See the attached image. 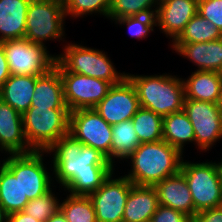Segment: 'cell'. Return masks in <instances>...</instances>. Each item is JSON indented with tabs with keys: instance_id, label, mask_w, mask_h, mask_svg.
<instances>
[{
	"instance_id": "6da1fadb",
	"label": "cell",
	"mask_w": 222,
	"mask_h": 222,
	"mask_svg": "<svg viewBox=\"0 0 222 222\" xmlns=\"http://www.w3.org/2000/svg\"><path fill=\"white\" fill-rule=\"evenodd\" d=\"M54 184L73 195L89 196L116 169L99 150L83 145L70 133L47 150Z\"/></svg>"
},
{
	"instance_id": "7a4b0ae2",
	"label": "cell",
	"mask_w": 222,
	"mask_h": 222,
	"mask_svg": "<svg viewBox=\"0 0 222 222\" xmlns=\"http://www.w3.org/2000/svg\"><path fill=\"white\" fill-rule=\"evenodd\" d=\"M184 157L178 149L164 140L141 143L120 166L123 169L124 166L128 167H125V172L120 167L118 169L134 185L154 186L179 173Z\"/></svg>"
},
{
	"instance_id": "3957f363",
	"label": "cell",
	"mask_w": 222,
	"mask_h": 222,
	"mask_svg": "<svg viewBox=\"0 0 222 222\" xmlns=\"http://www.w3.org/2000/svg\"><path fill=\"white\" fill-rule=\"evenodd\" d=\"M173 73L137 74L127 72L133 84L140 107L162 117L183 110L185 93L182 75Z\"/></svg>"
},
{
	"instance_id": "277c9868",
	"label": "cell",
	"mask_w": 222,
	"mask_h": 222,
	"mask_svg": "<svg viewBox=\"0 0 222 222\" xmlns=\"http://www.w3.org/2000/svg\"><path fill=\"white\" fill-rule=\"evenodd\" d=\"M81 42V43H80ZM80 42L67 41L56 60L71 73L82 74L109 82L111 85L120 83L126 77V70H117L109 52L89 47L84 39ZM115 64V65H114Z\"/></svg>"
},
{
	"instance_id": "5b68a950",
	"label": "cell",
	"mask_w": 222,
	"mask_h": 222,
	"mask_svg": "<svg viewBox=\"0 0 222 222\" xmlns=\"http://www.w3.org/2000/svg\"><path fill=\"white\" fill-rule=\"evenodd\" d=\"M67 21L63 0H31L26 15L24 38L48 49L51 42H59L57 47L62 49L68 40L66 38H69L65 32Z\"/></svg>"
},
{
	"instance_id": "8992f818",
	"label": "cell",
	"mask_w": 222,
	"mask_h": 222,
	"mask_svg": "<svg viewBox=\"0 0 222 222\" xmlns=\"http://www.w3.org/2000/svg\"><path fill=\"white\" fill-rule=\"evenodd\" d=\"M187 158H183L180 172L186 179L195 211L222 205V169L217 156L216 160L213 157L212 160L193 157L192 161Z\"/></svg>"
},
{
	"instance_id": "52a82bcc",
	"label": "cell",
	"mask_w": 222,
	"mask_h": 222,
	"mask_svg": "<svg viewBox=\"0 0 222 222\" xmlns=\"http://www.w3.org/2000/svg\"><path fill=\"white\" fill-rule=\"evenodd\" d=\"M0 161L15 177L20 178L24 198L35 199L55 186L52 162L47 151L6 154L0 156Z\"/></svg>"
},
{
	"instance_id": "ba28073f",
	"label": "cell",
	"mask_w": 222,
	"mask_h": 222,
	"mask_svg": "<svg viewBox=\"0 0 222 222\" xmlns=\"http://www.w3.org/2000/svg\"><path fill=\"white\" fill-rule=\"evenodd\" d=\"M68 108L30 107L22 114L25 139L32 150L47 151L69 133Z\"/></svg>"
},
{
	"instance_id": "9c48e42d",
	"label": "cell",
	"mask_w": 222,
	"mask_h": 222,
	"mask_svg": "<svg viewBox=\"0 0 222 222\" xmlns=\"http://www.w3.org/2000/svg\"><path fill=\"white\" fill-rule=\"evenodd\" d=\"M183 110L193 126L197 155H206L222 140V110L219 104L185 99ZM210 151V152H209ZM205 153V154H203Z\"/></svg>"
},
{
	"instance_id": "30bf717a",
	"label": "cell",
	"mask_w": 222,
	"mask_h": 222,
	"mask_svg": "<svg viewBox=\"0 0 222 222\" xmlns=\"http://www.w3.org/2000/svg\"><path fill=\"white\" fill-rule=\"evenodd\" d=\"M1 44L11 74L41 76L55 66L57 53H52L43 45L33 44L25 38L3 41Z\"/></svg>"
},
{
	"instance_id": "8fae6325",
	"label": "cell",
	"mask_w": 222,
	"mask_h": 222,
	"mask_svg": "<svg viewBox=\"0 0 222 222\" xmlns=\"http://www.w3.org/2000/svg\"><path fill=\"white\" fill-rule=\"evenodd\" d=\"M115 169L102 186L91 193L97 222H123L126 200L134 185Z\"/></svg>"
},
{
	"instance_id": "7c38bea8",
	"label": "cell",
	"mask_w": 222,
	"mask_h": 222,
	"mask_svg": "<svg viewBox=\"0 0 222 222\" xmlns=\"http://www.w3.org/2000/svg\"><path fill=\"white\" fill-rule=\"evenodd\" d=\"M54 67L60 72L64 101L70 112L94 108L112 86L101 79L68 72L57 60Z\"/></svg>"
},
{
	"instance_id": "4fadbf2b",
	"label": "cell",
	"mask_w": 222,
	"mask_h": 222,
	"mask_svg": "<svg viewBox=\"0 0 222 222\" xmlns=\"http://www.w3.org/2000/svg\"><path fill=\"white\" fill-rule=\"evenodd\" d=\"M69 133L83 145L99 150L108 159L112 143V126L94 108L70 112Z\"/></svg>"
},
{
	"instance_id": "5bb4252c",
	"label": "cell",
	"mask_w": 222,
	"mask_h": 222,
	"mask_svg": "<svg viewBox=\"0 0 222 222\" xmlns=\"http://www.w3.org/2000/svg\"><path fill=\"white\" fill-rule=\"evenodd\" d=\"M139 108L136 90L127 77L112 85L107 95L94 107L111 126L131 120Z\"/></svg>"
},
{
	"instance_id": "9a60e30c",
	"label": "cell",
	"mask_w": 222,
	"mask_h": 222,
	"mask_svg": "<svg viewBox=\"0 0 222 222\" xmlns=\"http://www.w3.org/2000/svg\"><path fill=\"white\" fill-rule=\"evenodd\" d=\"M198 0H161L156 15V31L168 39V46L197 14Z\"/></svg>"
},
{
	"instance_id": "2e32d148",
	"label": "cell",
	"mask_w": 222,
	"mask_h": 222,
	"mask_svg": "<svg viewBox=\"0 0 222 222\" xmlns=\"http://www.w3.org/2000/svg\"><path fill=\"white\" fill-rule=\"evenodd\" d=\"M168 47L195 66L194 71L222 72V38L200 43H171Z\"/></svg>"
},
{
	"instance_id": "e0dca14e",
	"label": "cell",
	"mask_w": 222,
	"mask_h": 222,
	"mask_svg": "<svg viewBox=\"0 0 222 222\" xmlns=\"http://www.w3.org/2000/svg\"><path fill=\"white\" fill-rule=\"evenodd\" d=\"M31 151L24 136L22 114L0 99V156Z\"/></svg>"
},
{
	"instance_id": "ac0fdd59",
	"label": "cell",
	"mask_w": 222,
	"mask_h": 222,
	"mask_svg": "<svg viewBox=\"0 0 222 222\" xmlns=\"http://www.w3.org/2000/svg\"><path fill=\"white\" fill-rule=\"evenodd\" d=\"M153 187L156 190L159 205L181 211L191 219L197 214L191 192L181 172L165 178Z\"/></svg>"
},
{
	"instance_id": "d6986e66",
	"label": "cell",
	"mask_w": 222,
	"mask_h": 222,
	"mask_svg": "<svg viewBox=\"0 0 222 222\" xmlns=\"http://www.w3.org/2000/svg\"><path fill=\"white\" fill-rule=\"evenodd\" d=\"M184 83L185 99L219 104L222 93V75L214 71H194L191 68Z\"/></svg>"
},
{
	"instance_id": "ffe728a7",
	"label": "cell",
	"mask_w": 222,
	"mask_h": 222,
	"mask_svg": "<svg viewBox=\"0 0 222 222\" xmlns=\"http://www.w3.org/2000/svg\"><path fill=\"white\" fill-rule=\"evenodd\" d=\"M31 0H0V43L24 39Z\"/></svg>"
},
{
	"instance_id": "44dd1931",
	"label": "cell",
	"mask_w": 222,
	"mask_h": 222,
	"mask_svg": "<svg viewBox=\"0 0 222 222\" xmlns=\"http://www.w3.org/2000/svg\"><path fill=\"white\" fill-rule=\"evenodd\" d=\"M158 206L153 186L133 185L126 200L123 222H150Z\"/></svg>"
},
{
	"instance_id": "7402d4cb",
	"label": "cell",
	"mask_w": 222,
	"mask_h": 222,
	"mask_svg": "<svg viewBox=\"0 0 222 222\" xmlns=\"http://www.w3.org/2000/svg\"><path fill=\"white\" fill-rule=\"evenodd\" d=\"M30 107L67 108L64 101L60 72L53 67L44 75L36 76V84Z\"/></svg>"
},
{
	"instance_id": "603a6c76",
	"label": "cell",
	"mask_w": 222,
	"mask_h": 222,
	"mask_svg": "<svg viewBox=\"0 0 222 222\" xmlns=\"http://www.w3.org/2000/svg\"><path fill=\"white\" fill-rule=\"evenodd\" d=\"M163 140L189 157L185 151L188 147H195V134L184 110L163 117Z\"/></svg>"
},
{
	"instance_id": "cb8c5ba5",
	"label": "cell",
	"mask_w": 222,
	"mask_h": 222,
	"mask_svg": "<svg viewBox=\"0 0 222 222\" xmlns=\"http://www.w3.org/2000/svg\"><path fill=\"white\" fill-rule=\"evenodd\" d=\"M36 76L11 74L0 89V99L20 114L31 106Z\"/></svg>"
},
{
	"instance_id": "d4e9b609",
	"label": "cell",
	"mask_w": 222,
	"mask_h": 222,
	"mask_svg": "<svg viewBox=\"0 0 222 222\" xmlns=\"http://www.w3.org/2000/svg\"><path fill=\"white\" fill-rule=\"evenodd\" d=\"M112 135L110 157L107 160L118 169L141 143L132 120L112 125Z\"/></svg>"
},
{
	"instance_id": "484cf974",
	"label": "cell",
	"mask_w": 222,
	"mask_h": 222,
	"mask_svg": "<svg viewBox=\"0 0 222 222\" xmlns=\"http://www.w3.org/2000/svg\"><path fill=\"white\" fill-rule=\"evenodd\" d=\"M28 202L22 193L20 178L0 161V203L7 214L22 211Z\"/></svg>"
},
{
	"instance_id": "4316f807",
	"label": "cell",
	"mask_w": 222,
	"mask_h": 222,
	"mask_svg": "<svg viewBox=\"0 0 222 222\" xmlns=\"http://www.w3.org/2000/svg\"><path fill=\"white\" fill-rule=\"evenodd\" d=\"M140 143L163 140V117L140 107L131 119Z\"/></svg>"
},
{
	"instance_id": "83f0119b",
	"label": "cell",
	"mask_w": 222,
	"mask_h": 222,
	"mask_svg": "<svg viewBox=\"0 0 222 222\" xmlns=\"http://www.w3.org/2000/svg\"><path fill=\"white\" fill-rule=\"evenodd\" d=\"M60 211L68 222H97L89 196L73 195L64 191L60 201Z\"/></svg>"
},
{
	"instance_id": "f1b7e54d",
	"label": "cell",
	"mask_w": 222,
	"mask_h": 222,
	"mask_svg": "<svg viewBox=\"0 0 222 222\" xmlns=\"http://www.w3.org/2000/svg\"><path fill=\"white\" fill-rule=\"evenodd\" d=\"M220 38H222V33L216 25L197 13L172 43H200L214 41Z\"/></svg>"
},
{
	"instance_id": "f546056e",
	"label": "cell",
	"mask_w": 222,
	"mask_h": 222,
	"mask_svg": "<svg viewBox=\"0 0 222 222\" xmlns=\"http://www.w3.org/2000/svg\"><path fill=\"white\" fill-rule=\"evenodd\" d=\"M62 192H64L63 188L55 185L44 195L29 200L22 211L39 222H45L60 210Z\"/></svg>"
},
{
	"instance_id": "4dcf8cb0",
	"label": "cell",
	"mask_w": 222,
	"mask_h": 222,
	"mask_svg": "<svg viewBox=\"0 0 222 222\" xmlns=\"http://www.w3.org/2000/svg\"><path fill=\"white\" fill-rule=\"evenodd\" d=\"M67 20L80 21L86 17H103L108 21L112 0H63Z\"/></svg>"
},
{
	"instance_id": "1f68e13d",
	"label": "cell",
	"mask_w": 222,
	"mask_h": 222,
	"mask_svg": "<svg viewBox=\"0 0 222 222\" xmlns=\"http://www.w3.org/2000/svg\"><path fill=\"white\" fill-rule=\"evenodd\" d=\"M161 0H112L108 13L109 23L116 19L137 16L156 15Z\"/></svg>"
},
{
	"instance_id": "d6a6232c",
	"label": "cell",
	"mask_w": 222,
	"mask_h": 222,
	"mask_svg": "<svg viewBox=\"0 0 222 222\" xmlns=\"http://www.w3.org/2000/svg\"><path fill=\"white\" fill-rule=\"evenodd\" d=\"M127 30L132 39L142 41L148 39L152 33H156L155 15H137L116 19L111 25Z\"/></svg>"
},
{
	"instance_id": "836d02e7",
	"label": "cell",
	"mask_w": 222,
	"mask_h": 222,
	"mask_svg": "<svg viewBox=\"0 0 222 222\" xmlns=\"http://www.w3.org/2000/svg\"><path fill=\"white\" fill-rule=\"evenodd\" d=\"M197 13L215 24L222 33V0H198Z\"/></svg>"
},
{
	"instance_id": "e575fe53",
	"label": "cell",
	"mask_w": 222,
	"mask_h": 222,
	"mask_svg": "<svg viewBox=\"0 0 222 222\" xmlns=\"http://www.w3.org/2000/svg\"><path fill=\"white\" fill-rule=\"evenodd\" d=\"M150 222H191V218L181 211L159 205Z\"/></svg>"
},
{
	"instance_id": "d590c367",
	"label": "cell",
	"mask_w": 222,
	"mask_h": 222,
	"mask_svg": "<svg viewBox=\"0 0 222 222\" xmlns=\"http://www.w3.org/2000/svg\"><path fill=\"white\" fill-rule=\"evenodd\" d=\"M191 222H222V205L197 212Z\"/></svg>"
},
{
	"instance_id": "8d00e7d4",
	"label": "cell",
	"mask_w": 222,
	"mask_h": 222,
	"mask_svg": "<svg viewBox=\"0 0 222 222\" xmlns=\"http://www.w3.org/2000/svg\"><path fill=\"white\" fill-rule=\"evenodd\" d=\"M10 75L11 73L6 59V53L2 44L0 43V89Z\"/></svg>"
},
{
	"instance_id": "74e56055",
	"label": "cell",
	"mask_w": 222,
	"mask_h": 222,
	"mask_svg": "<svg viewBox=\"0 0 222 222\" xmlns=\"http://www.w3.org/2000/svg\"><path fill=\"white\" fill-rule=\"evenodd\" d=\"M7 222H39V221L31 217L30 215H27L23 211H20L9 214Z\"/></svg>"
},
{
	"instance_id": "f35d334b",
	"label": "cell",
	"mask_w": 222,
	"mask_h": 222,
	"mask_svg": "<svg viewBox=\"0 0 222 222\" xmlns=\"http://www.w3.org/2000/svg\"><path fill=\"white\" fill-rule=\"evenodd\" d=\"M45 222H68L62 212L59 210Z\"/></svg>"
},
{
	"instance_id": "ab89813d",
	"label": "cell",
	"mask_w": 222,
	"mask_h": 222,
	"mask_svg": "<svg viewBox=\"0 0 222 222\" xmlns=\"http://www.w3.org/2000/svg\"><path fill=\"white\" fill-rule=\"evenodd\" d=\"M8 214L0 203V222H7Z\"/></svg>"
},
{
	"instance_id": "60d3db41",
	"label": "cell",
	"mask_w": 222,
	"mask_h": 222,
	"mask_svg": "<svg viewBox=\"0 0 222 222\" xmlns=\"http://www.w3.org/2000/svg\"><path fill=\"white\" fill-rule=\"evenodd\" d=\"M219 106H220V108L222 110V93H221V99H220V102H219Z\"/></svg>"
},
{
	"instance_id": "b9f144b4",
	"label": "cell",
	"mask_w": 222,
	"mask_h": 222,
	"mask_svg": "<svg viewBox=\"0 0 222 222\" xmlns=\"http://www.w3.org/2000/svg\"><path fill=\"white\" fill-rule=\"evenodd\" d=\"M220 158V159H219ZM218 158V161H219V163H220V166H221V169H222V158L221 157H219Z\"/></svg>"
}]
</instances>
